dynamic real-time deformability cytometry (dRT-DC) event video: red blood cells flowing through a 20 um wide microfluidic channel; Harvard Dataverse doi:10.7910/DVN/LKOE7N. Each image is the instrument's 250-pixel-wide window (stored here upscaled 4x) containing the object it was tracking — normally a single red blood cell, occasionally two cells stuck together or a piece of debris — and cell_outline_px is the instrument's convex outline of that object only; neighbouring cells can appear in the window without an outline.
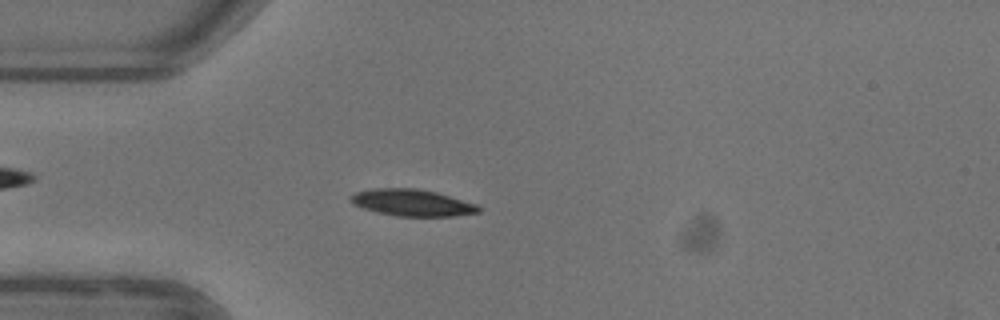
{"species": "common noctule bat (a hibernating species)", "species_latin": "Nyctalus noctula", "temperature_condition": "warm", "stored_images_in_passage": 52, "camera_frame_rate_fps": 3000, "um_per_image_px": 0.085, "animal": {"sex": "female"}, "frame": {"image": 1, "passage_image": 14, "time_ms": 4.333, "image_size_px": [1000, 320], "cell_outline_px": [[480, 212], [452, 216], [396, 216], [376, 212], [352, 204], [348, 200], [348, 196], [356, 192], [372, 188], [416, 188], [436, 192], [476, 204], [480, 208]], "centroid_in_image_um": [34.97, 17.22], "position_along_channel_um": 50.0, "area_um2": 19.94}}
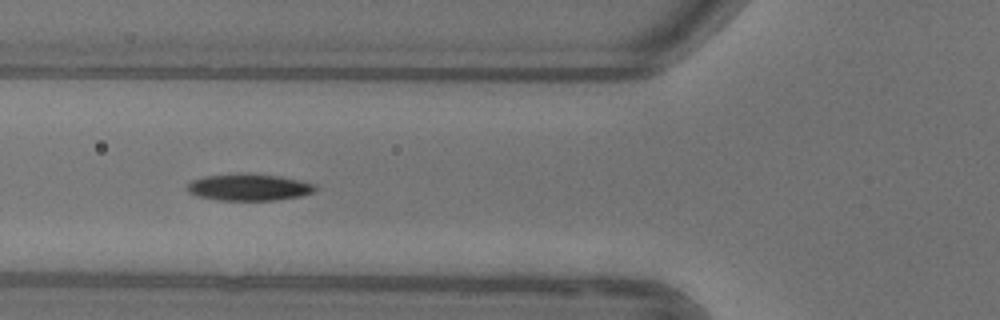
{"frame": {"image": 2, "passage_image": 19, "time_ms": 6.0, "image_size_px": [1000, 320], "cell_outline_px": [[316, 188], [312, 192], [300, 196], [276, 200], [220, 200], [196, 196], [188, 192], [188, 184], [192, 180], [204, 176], [240, 172], [248, 172], [280, 176], [300, 180], [312, 184]], "centroid_in_image_um": [21.12, 15.89], "position_along_channel_um": 104.7, "area_um2": 20.11}}
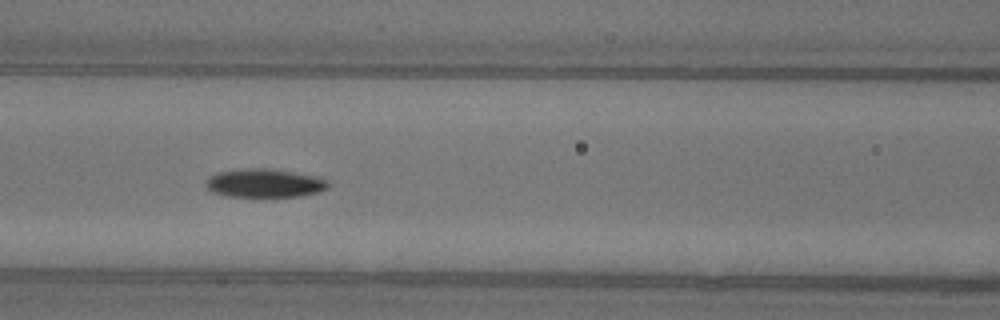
{"frame": {"image": 3, "passage_image": 22, "time_ms": 7.0, "image_size_px": [1000, 320], "cell_outline_px": [[328, 188], [320, 192], [296, 196], [228, 196], [212, 192], [208, 188], [208, 176], [216, 172], [244, 168], [276, 168], [320, 176], [328, 180]], "centroid_in_image_um": [22.55, 15.53], "position_along_channel_um": 144.1, "area_um2": 20.58}, "authors_computed_cell_mechanics": {"area_um2": 19.7098, "velocity_mm_per_s": 3.9175, "shape_relaxation_time_tau1_ms": 3.8499, "shape_relaxation_time_tau2_ms": 6.2278, "deformation_change_tau1": 0.1436, "deformation_change_tau2": 0.0849}}